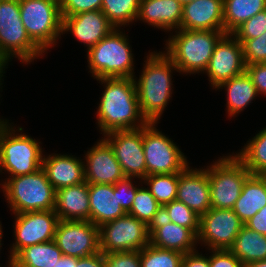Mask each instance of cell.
<instances>
[{
	"instance_id": "6da1fadb",
	"label": "cell",
	"mask_w": 266,
	"mask_h": 267,
	"mask_svg": "<svg viewBox=\"0 0 266 267\" xmlns=\"http://www.w3.org/2000/svg\"><path fill=\"white\" fill-rule=\"evenodd\" d=\"M96 80L104 84L96 112L102 135L112 131L142 128L148 123L140 111L134 78Z\"/></svg>"
},
{
	"instance_id": "7a4b0ae2",
	"label": "cell",
	"mask_w": 266,
	"mask_h": 267,
	"mask_svg": "<svg viewBox=\"0 0 266 267\" xmlns=\"http://www.w3.org/2000/svg\"><path fill=\"white\" fill-rule=\"evenodd\" d=\"M144 69L137 80V98L141 114L147 122L158 123L170 98H172V72L179 69L164 52H150ZM137 80V81H136Z\"/></svg>"
},
{
	"instance_id": "3957f363",
	"label": "cell",
	"mask_w": 266,
	"mask_h": 267,
	"mask_svg": "<svg viewBox=\"0 0 266 267\" xmlns=\"http://www.w3.org/2000/svg\"><path fill=\"white\" fill-rule=\"evenodd\" d=\"M166 40L164 53L179 69L180 74L206 71L216 44L226 34L215 30H182Z\"/></svg>"
},
{
	"instance_id": "277c9868",
	"label": "cell",
	"mask_w": 266,
	"mask_h": 267,
	"mask_svg": "<svg viewBox=\"0 0 266 267\" xmlns=\"http://www.w3.org/2000/svg\"><path fill=\"white\" fill-rule=\"evenodd\" d=\"M125 33L112 30L87 51V62L94 79L134 78V58Z\"/></svg>"
},
{
	"instance_id": "5b68a950",
	"label": "cell",
	"mask_w": 266,
	"mask_h": 267,
	"mask_svg": "<svg viewBox=\"0 0 266 267\" xmlns=\"http://www.w3.org/2000/svg\"><path fill=\"white\" fill-rule=\"evenodd\" d=\"M22 131V127L16 130L8 120L0 119V173L7 171L9 177L31 174L42 167L41 142Z\"/></svg>"
},
{
	"instance_id": "8992f818",
	"label": "cell",
	"mask_w": 266,
	"mask_h": 267,
	"mask_svg": "<svg viewBox=\"0 0 266 267\" xmlns=\"http://www.w3.org/2000/svg\"><path fill=\"white\" fill-rule=\"evenodd\" d=\"M0 185L13 214L55 210L56 190L42 167L31 174L8 177Z\"/></svg>"
},
{
	"instance_id": "52a82bcc",
	"label": "cell",
	"mask_w": 266,
	"mask_h": 267,
	"mask_svg": "<svg viewBox=\"0 0 266 267\" xmlns=\"http://www.w3.org/2000/svg\"><path fill=\"white\" fill-rule=\"evenodd\" d=\"M30 39L20 18L19 0H0V58L7 65L13 57L21 63L44 55Z\"/></svg>"
},
{
	"instance_id": "ba28073f",
	"label": "cell",
	"mask_w": 266,
	"mask_h": 267,
	"mask_svg": "<svg viewBox=\"0 0 266 267\" xmlns=\"http://www.w3.org/2000/svg\"><path fill=\"white\" fill-rule=\"evenodd\" d=\"M20 18L30 39L44 52L62 35L59 0H19Z\"/></svg>"
},
{
	"instance_id": "9c48e42d",
	"label": "cell",
	"mask_w": 266,
	"mask_h": 267,
	"mask_svg": "<svg viewBox=\"0 0 266 267\" xmlns=\"http://www.w3.org/2000/svg\"><path fill=\"white\" fill-rule=\"evenodd\" d=\"M211 208L233 209L246 178L251 174L244 163L232 153L206 167Z\"/></svg>"
},
{
	"instance_id": "30bf717a",
	"label": "cell",
	"mask_w": 266,
	"mask_h": 267,
	"mask_svg": "<svg viewBox=\"0 0 266 267\" xmlns=\"http://www.w3.org/2000/svg\"><path fill=\"white\" fill-rule=\"evenodd\" d=\"M156 125L155 122H148L143 127L146 176L183 171L189 165L186 156L171 138L156 128Z\"/></svg>"
},
{
	"instance_id": "8fae6325",
	"label": "cell",
	"mask_w": 266,
	"mask_h": 267,
	"mask_svg": "<svg viewBox=\"0 0 266 267\" xmlns=\"http://www.w3.org/2000/svg\"><path fill=\"white\" fill-rule=\"evenodd\" d=\"M100 251H140L150 244V227L143 221L126 214L99 227Z\"/></svg>"
},
{
	"instance_id": "7c38bea8",
	"label": "cell",
	"mask_w": 266,
	"mask_h": 267,
	"mask_svg": "<svg viewBox=\"0 0 266 267\" xmlns=\"http://www.w3.org/2000/svg\"><path fill=\"white\" fill-rule=\"evenodd\" d=\"M243 225L233 209L210 208L200 216L197 242L208 250H229Z\"/></svg>"
},
{
	"instance_id": "4fadbf2b",
	"label": "cell",
	"mask_w": 266,
	"mask_h": 267,
	"mask_svg": "<svg viewBox=\"0 0 266 267\" xmlns=\"http://www.w3.org/2000/svg\"><path fill=\"white\" fill-rule=\"evenodd\" d=\"M53 241L64 256L81 258L100 252L99 227L91 221L59 220Z\"/></svg>"
},
{
	"instance_id": "5bb4252c",
	"label": "cell",
	"mask_w": 266,
	"mask_h": 267,
	"mask_svg": "<svg viewBox=\"0 0 266 267\" xmlns=\"http://www.w3.org/2000/svg\"><path fill=\"white\" fill-rule=\"evenodd\" d=\"M14 217L15 243L10 248L9 261L27 246L53 241L59 221L55 210L23 212Z\"/></svg>"
},
{
	"instance_id": "9a60e30c",
	"label": "cell",
	"mask_w": 266,
	"mask_h": 267,
	"mask_svg": "<svg viewBox=\"0 0 266 267\" xmlns=\"http://www.w3.org/2000/svg\"><path fill=\"white\" fill-rule=\"evenodd\" d=\"M104 139L110 144L126 177H146V162L143 149V127L106 133Z\"/></svg>"
},
{
	"instance_id": "2e32d148",
	"label": "cell",
	"mask_w": 266,
	"mask_h": 267,
	"mask_svg": "<svg viewBox=\"0 0 266 267\" xmlns=\"http://www.w3.org/2000/svg\"><path fill=\"white\" fill-rule=\"evenodd\" d=\"M245 70L242 44L232 34H225L216 44L204 72L209 77L211 87L215 89L222 82L243 74Z\"/></svg>"
},
{
	"instance_id": "e0dca14e",
	"label": "cell",
	"mask_w": 266,
	"mask_h": 267,
	"mask_svg": "<svg viewBox=\"0 0 266 267\" xmlns=\"http://www.w3.org/2000/svg\"><path fill=\"white\" fill-rule=\"evenodd\" d=\"M84 160L87 183L114 185L126 177L110 144L103 137L87 151Z\"/></svg>"
},
{
	"instance_id": "ac0fdd59",
	"label": "cell",
	"mask_w": 266,
	"mask_h": 267,
	"mask_svg": "<svg viewBox=\"0 0 266 267\" xmlns=\"http://www.w3.org/2000/svg\"><path fill=\"white\" fill-rule=\"evenodd\" d=\"M176 200L183 202L199 216L211 208L208 173L205 167L190 169L188 165L178 173Z\"/></svg>"
},
{
	"instance_id": "d6986e66",
	"label": "cell",
	"mask_w": 266,
	"mask_h": 267,
	"mask_svg": "<svg viewBox=\"0 0 266 267\" xmlns=\"http://www.w3.org/2000/svg\"><path fill=\"white\" fill-rule=\"evenodd\" d=\"M114 29L101 10L62 17V35L72 33L80 43L87 46V51Z\"/></svg>"
},
{
	"instance_id": "ffe728a7",
	"label": "cell",
	"mask_w": 266,
	"mask_h": 267,
	"mask_svg": "<svg viewBox=\"0 0 266 267\" xmlns=\"http://www.w3.org/2000/svg\"><path fill=\"white\" fill-rule=\"evenodd\" d=\"M180 29L224 31L223 0H194L184 4Z\"/></svg>"
},
{
	"instance_id": "44dd1931",
	"label": "cell",
	"mask_w": 266,
	"mask_h": 267,
	"mask_svg": "<svg viewBox=\"0 0 266 267\" xmlns=\"http://www.w3.org/2000/svg\"><path fill=\"white\" fill-rule=\"evenodd\" d=\"M197 235L189 228L160 217L150 226V244L182 254L196 250Z\"/></svg>"
},
{
	"instance_id": "7402d4cb",
	"label": "cell",
	"mask_w": 266,
	"mask_h": 267,
	"mask_svg": "<svg viewBox=\"0 0 266 267\" xmlns=\"http://www.w3.org/2000/svg\"><path fill=\"white\" fill-rule=\"evenodd\" d=\"M53 154L43 155L42 168L56 191L85 182L84 161L73 155Z\"/></svg>"
},
{
	"instance_id": "603a6c76",
	"label": "cell",
	"mask_w": 266,
	"mask_h": 267,
	"mask_svg": "<svg viewBox=\"0 0 266 267\" xmlns=\"http://www.w3.org/2000/svg\"><path fill=\"white\" fill-rule=\"evenodd\" d=\"M90 221L97 227L126 215L111 184L88 183Z\"/></svg>"
},
{
	"instance_id": "cb8c5ba5",
	"label": "cell",
	"mask_w": 266,
	"mask_h": 267,
	"mask_svg": "<svg viewBox=\"0 0 266 267\" xmlns=\"http://www.w3.org/2000/svg\"><path fill=\"white\" fill-rule=\"evenodd\" d=\"M182 11L183 5L178 0H141L137 21L169 32L180 29Z\"/></svg>"
},
{
	"instance_id": "d4e9b609",
	"label": "cell",
	"mask_w": 266,
	"mask_h": 267,
	"mask_svg": "<svg viewBox=\"0 0 266 267\" xmlns=\"http://www.w3.org/2000/svg\"><path fill=\"white\" fill-rule=\"evenodd\" d=\"M55 213L59 220L90 221L88 183L58 189Z\"/></svg>"
},
{
	"instance_id": "484cf974",
	"label": "cell",
	"mask_w": 266,
	"mask_h": 267,
	"mask_svg": "<svg viewBox=\"0 0 266 267\" xmlns=\"http://www.w3.org/2000/svg\"><path fill=\"white\" fill-rule=\"evenodd\" d=\"M266 205V175L250 174L236 200L233 211L245 223Z\"/></svg>"
},
{
	"instance_id": "4316f807",
	"label": "cell",
	"mask_w": 266,
	"mask_h": 267,
	"mask_svg": "<svg viewBox=\"0 0 266 267\" xmlns=\"http://www.w3.org/2000/svg\"><path fill=\"white\" fill-rule=\"evenodd\" d=\"M225 89L227 94V113L234 117L242 112L259 94L251 77L245 71L219 84L215 89Z\"/></svg>"
},
{
	"instance_id": "83f0119b",
	"label": "cell",
	"mask_w": 266,
	"mask_h": 267,
	"mask_svg": "<svg viewBox=\"0 0 266 267\" xmlns=\"http://www.w3.org/2000/svg\"><path fill=\"white\" fill-rule=\"evenodd\" d=\"M63 256L54 241L21 249L12 259L14 267H53Z\"/></svg>"
},
{
	"instance_id": "f1b7e54d",
	"label": "cell",
	"mask_w": 266,
	"mask_h": 267,
	"mask_svg": "<svg viewBox=\"0 0 266 267\" xmlns=\"http://www.w3.org/2000/svg\"><path fill=\"white\" fill-rule=\"evenodd\" d=\"M229 250L243 265L266 260V236L243 225Z\"/></svg>"
},
{
	"instance_id": "f546056e",
	"label": "cell",
	"mask_w": 266,
	"mask_h": 267,
	"mask_svg": "<svg viewBox=\"0 0 266 267\" xmlns=\"http://www.w3.org/2000/svg\"><path fill=\"white\" fill-rule=\"evenodd\" d=\"M266 9V0H223L224 32L232 34L240 25Z\"/></svg>"
},
{
	"instance_id": "4dcf8cb0",
	"label": "cell",
	"mask_w": 266,
	"mask_h": 267,
	"mask_svg": "<svg viewBox=\"0 0 266 267\" xmlns=\"http://www.w3.org/2000/svg\"><path fill=\"white\" fill-rule=\"evenodd\" d=\"M249 140L236 156L251 174L266 175V127Z\"/></svg>"
},
{
	"instance_id": "1f68e13d",
	"label": "cell",
	"mask_w": 266,
	"mask_h": 267,
	"mask_svg": "<svg viewBox=\"0 0 266 267\" xmlns=\"http://www.w3.org/2000/svg\"><path fill=\"white\" fill-rule=\"evenodd\" d=\"M141 0H103L101 11L115 27L129 25L137 21Z\"/></svg>"
},
{
	"instance_id": "d6a6232c",
	"label": "cell",
	"mask_w": 266,
	"mask_h": 267,
	"mask_svg": "<svg viewBox=\"0 0 266 267\" xmlns=\"http://www.w3.org/2000/svg\"><path fill=\"white\" fill-rule=\"evenodd\" d=\"M162 206L146 187H139L132 207L127 213L143 221L149 227L161 217Z\"/></svg>"
},
{
	"instance_id": "836d02e7",
	"label": "cell",
	"mask_w": 266,
	"mask_h": 267,
	"mask_svg": "<svg viewBox=\"0 0 266 267\" xmlns=\"http://www.w3.org/2000/svg\"><path fill=\"white\" fill-rule=\"evenodd\" d=\"M142 182L161 206L176 200L178 173L148 175Z\"/></svg>"
},
{
	"instance_id": "e575fe53",
	"label": "cell",
	"mask_w": 266,
	"mask_h": 267,
	"mask_svg": "<svg viewBox=\"0 0 266 267\" xmlns=\"http://www.w3.org/2000/svg\"><path fill=\"white\" fill-rule=\"evenodd\" d=\"M161 217L179 226L189 228L198 235L200 216L181 201L173 200L163 205Z\"/></svg>"
},
{
	"instance_id": "d590c367",
	"label": "cell",
	"mask_w": 266,
	"mask_h": 267,
	"mask_svg": "<svg viewBox=\"0 0 266 267\" xmlns=\"http://www.w3.org/2000/svg\"><path fill=\"white\" fill-rule=\"evenodd\" d=\"M183 255L148 244L140 250L141 267H181Z\"/></svg>"
},
{
	"instance_id": "8d00e7d4",
	"label": "cell",
	"mask_w": 266,
	"mask_h": 267,
	"mask_svg": "<svg viewBox=\"0 0 266 267\" xmlns=\"http://www.w3.org/2000/svg\"><path fill=\"white\" fill-rule=\"evenodd\" d=\"M266 31V9L240 25L232 35L243 44L248 39L260 37Z\"/></svg>"
},
{
	"instance_id": "74e56055",
	"label": "cell",
	"mask_w": 266,
	"mask_h": 267,
	"mask_svg": "<svg viewBox=\"0 0 266 267\" xmlns=\"http://www.w3.org/2000/svg\"><path fill=\"white\" fill-rule=\"evenodd\" d=\"M242 46L245 65L266 63V31L260 37L246 40Z\"/></svg>"
},
{
	"instance_id": "f35d334b",
	"label": "cell",
	"mask_w": 266,
	"mask_h": 267,
	"mask_svg": "<svg viewBox=\"0 0 266 267\" xmlns=\"http://www.w3.org/2000/svg\"><path fill=\"white\" fill-rule=\"evenodd\" d=\"M103 0H59L62 17L76 15L82 12L101 10Z\"/></svg>"
},
{
	"instance_id": "ab89813d",
	"label": "cell",
	"mask_w": 266,
	"mask_h": 267,
	"mask_svg": "<svg viewBox=\"0 0 266 267\" xmlns=\"http://www.w3.org/2000/svg\"><path fill=\"white\" fill-rule=\"evenodd\" d=\"M105 267H141L140 251L105 254Z\"/></svg>"
},
{
	"instance_id": "60d3db41",
	"label": "cell",
	"mask_w": 266,
	"mask_h": 267,
	"mask_svg": "<svg viewBox=\"0 0 266 267\" xmlns=\"http://www.w3.org/2000/svg\"><path fill=\"white\" fill-rule=\"evenodd\" d=\"M133 179L134 178L125 177L114 184V188L118 191L119 204L126 213L130 211L139 188V186H134Z\"/></svg>"
},
{
	"instance_id": "b9f144b4",
	"label": "cell",
	"mask_w": 266,
	"mask_h": 267,
	"mask_svg": "<svg viewBox=\"0 0 266 267\" xmlns=\"http://www.w3.org/2000/svg\"><path fill=\"white\" fill-rule=\"evenodd\" d=\"M210 253V267H244L230 250H212Z\"/></svg>"
},
{
	"instance_id": "7bdbcfd3",
	"label": "cell",
	"mask_w": 266,
	"mask_h": 267,
	"mask_svg": "<svg viewBox=\"0 0 266 267\" xmlns=\"http://www.w3.org/2000/svg\"><path fill=\"white\" fill-rule=\"evenodd\" d=\"M245 71L251 77L258 94L266 96V63L246 65Z\"/></svg>"
},
{
	"instance_id": "ee69618b",
	"label": "cell",
	"mask_w": 266,
	"mask_h": 267,
	"mask_svg": "<svg viewBox=\"0 0 266 267\" xmlns=\"http://www.w3.org/2000/svg\"><path fill=\"white\" fill-rule=\"evenodd\" d=\"M202 255L198 250L184 254L181 267H210L209 257Z\"/></svg>"
},
{
	"instance_id": "f6af8a7d",
	"label": "cell",
	"mask_w": 266,
	"mask_h": 267,
	"mask_svg": "<svg viewBox=\"0 0 266 267\" xmlns=\"http://www.w3.org/2000/svg\"><path fill=\"white\" fill-rule=\"evenodd\" d=\"M248 228L266 236V205L244 223Z\"/></svg>"
},
{
	"instance_id": "bcb514c9",
	"label": "cell",
	"mask_w": 266,
	"mask_h": 267,
	"mask_svg": "<svg viewBox=\"0 0 266 267\" xmlns=\"http://www.w3.org/2000/svg\"><path fill=\"white\" fill-rule=\"evenodd\" d=\"M76 267H105V254L100 251L88 257L77 258Z\"/></svg>"
},
{
	"instance_id": "7dc6e473",
	"label": "cell",
	"mask_w": 266,
	"mask_h": 267,
	"mask_svg": "<svg viewBox=\"0 0 266 267\" xmlns=\"http://www.w3.org/2000/svg\"><path fill=\"white\" fill-rule=\"evenodd\" d=\"M77 258L71 256H62L53 267H76Z\"/></svg>"
},
{
	"instance_id": "c3c4849f",
	"label": "cell",
	"mask_w": 266,
	"mask_h": 267,
	"mask_svg": "<svg viewBox=\"0 0 266 267\" xmlns=\"http://www.w3.org/2000/svg\"><path fill=\"white\" fill-rule=\"evenodd\" d=\"M244 267H266V260L251 262L244 265Z\"/></svg>"
},
{
	"instance_id": "681fc988",
	"label": "cell",
	"mask_w": 266,
	"mask_h": 267,
	"mask_svg": "<svg viewBox=\"0 0 266 267\" xmlns=\"http://www.w3.org/2000/svg\"><path fill=\"white\" fill-rule=\"evenodd\" d=\"M6 66H8V65H6L5 63H4V61L0 58V86L3 84V83H1L2 81V77L4 76L3 74L5 73V69L7 68Z\"/></svg>"
},
{
	"instance_id": "f907efd6",
	"label": "cell",
	"mask_w": 266,
	"mask_h": 267,
	"mask_svg": "<svg viewBox=\"0 0 266 267\" xmlns=\"http://www.w3.org/2000/svg\"><path fill=\"white\" fill-rule=\"evenodd\" d=\"M3 231H2V224H1V222H0V249H1V246L3 245L2 243H1V241H2V237H3ZM0 267H1V265H0Z\"/></svg>"
},
{
	"instance_id": "816d5d0a",
	"label": "cell",
	"mask_w": 266,
	"mask_h": 267,
	"mask_svg": "<svg viewBox=\"0 0 266 267\" xmlns=\"http://www.w3.org/2000/svg\"><path fill=\"white\" fill-rule=\"evenodd\" d=\"M182 5L188 3V2H192L194 0H178Z\"/></svg>"
},
{
	"instance_id": "f5cc1de1",
	"label": "cell",
	"mask_w": 266,
	"mask_h": 267,
	"mask_svg": "<svg viewBox=\"0 0 266 267\" xmlns=\"http://www.w3.org/2000/svg\"><path fill=\"white\" fill-rule=\"evenodd\" d=\"M7 262H8V267H14L11 261H7Z\"/></svg>"
}]
</instances>
